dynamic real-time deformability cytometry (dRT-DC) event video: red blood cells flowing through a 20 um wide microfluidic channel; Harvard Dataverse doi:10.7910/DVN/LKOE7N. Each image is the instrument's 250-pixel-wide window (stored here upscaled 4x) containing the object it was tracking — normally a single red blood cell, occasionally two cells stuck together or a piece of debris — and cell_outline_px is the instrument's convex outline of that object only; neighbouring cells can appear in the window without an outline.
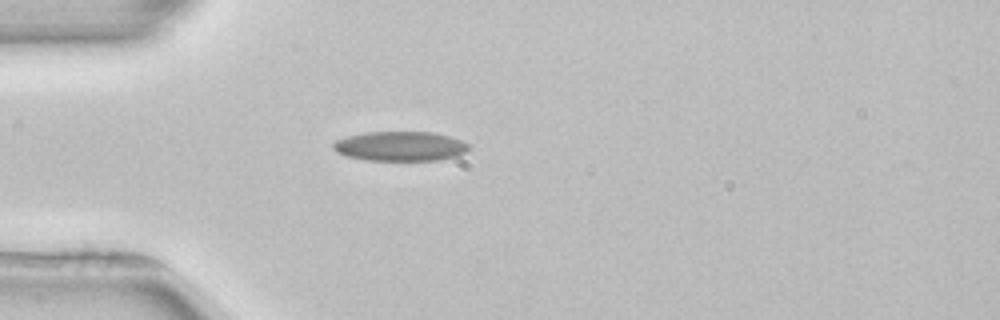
{"species": "common noctule bat (a hibernating species)", "species_latin": "Nyctalus noctula", "temperature_condition": "room temperature", "stored_images_in_passage": 39, "camera_frame_rate_fps": 3000, "um_per_image_px": 0.085, "animal": {"sex": "female", "body_mass_g": 22.7, "forearm_length_mm": 54.2}, "frame": {"image": 1, "passage_image": 1, "time_ms": 0.0, "image_size_px": [1000, 320], "cell_outline_px": [[472, 148], [456, 156], [440, 160], [364, 160], [344, 156], [336, 152], [332, 148], [332, 144], [336, 140], [348, 136], [364, 132], [432, 132], [448, 136], [460, 140], [468, 144]], "centroid_in_image_um": [33.98, 12.43], "position_along_channel_um": 51.0, "area_um2": 23.47}}
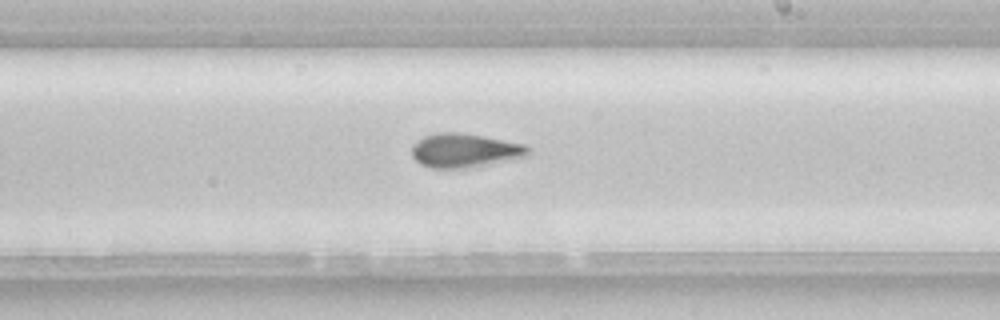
{"frame": {"image": 2, "passage_image": 17, "time_ms": 5.333, "image_size_px": [1000, 320], "cell_outline_px": [[532, 152], [524, 156], [460, 168], [432, 168], [420, 164], [412, 156], [412, 144], [416, 140], [424, 136], [436, 132], [460, 132], [484, 136], [524, 144], [532, 148]], "centroid_in_image_um": [39.44, 12.75], "position_along_channel_um": 249.6, "area_um2": 22.72}, "authors_computed_cell_mechanics": {"area_um2": 22.4264, "velocity_mm_per_s": 3.9395, "shape_relaxation_time_tau1_ms": 5.8421, "shape_relaxation_time_tau2_ms": 3.2091, "deformation_change_tau1": 0.1453, "deformation_change_tau2": 0.1122}}